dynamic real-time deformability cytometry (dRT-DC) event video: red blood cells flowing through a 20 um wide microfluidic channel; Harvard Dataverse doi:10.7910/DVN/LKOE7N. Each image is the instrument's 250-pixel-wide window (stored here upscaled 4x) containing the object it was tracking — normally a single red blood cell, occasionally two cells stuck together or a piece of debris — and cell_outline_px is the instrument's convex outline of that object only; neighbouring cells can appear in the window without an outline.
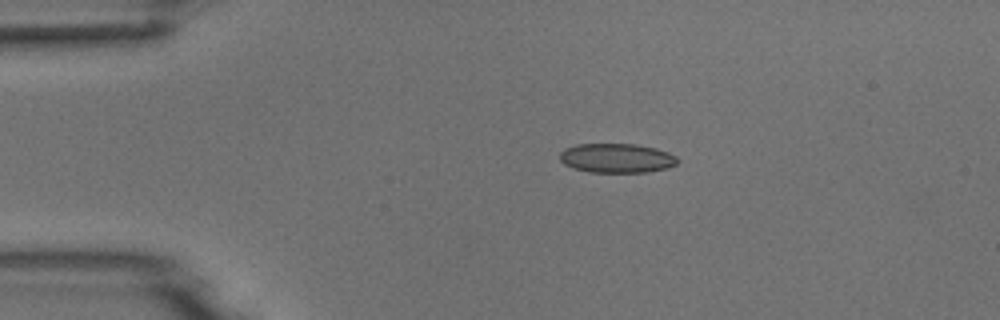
{"species": "common noctule bat (a hibernating species)", "species_latin": "Nyctalus noctula", "temperature_condition": "room temperature", "stored_images_in_passage": 43, "camera_frame_rate_fps": 3000, "um_per_image_px": 0.085, "animal": {"sex": "male", "body_mass_g": 18.8}, "frame": {"image": 1, "passage_image": 1, "time_ms": 0.0, "image_size_px": [1000, 320], "cell_outline_px": [[680, 160], [676, 164], [668, 168], [648, 172], [588, 172], [572, 168], [564, 164], [560, 160], [560, 152], [564, 148], [576, 144], [636, 144], [656, 148], [668, 152], [676, 156]], "centroid_in_image_um": [52.42, 13.44], "position_along_channel_um": 32.6, "area_um2": 20.35}}
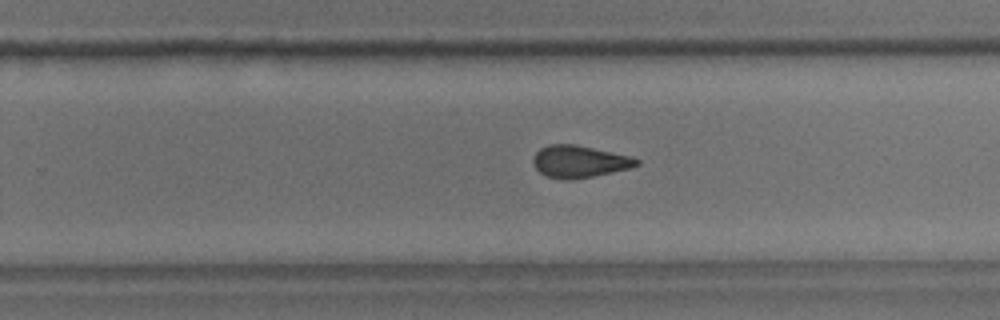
{"frame": {"image": 2, "passage_image": 24, "time_ms": 7.667, "image_size_px": [1000, 320], "cell_outline_px": [[640, 164], [632, 168], [572, 180], [564, 180], [548, 176], [540, 172], [532, 164], [532, 160], [536, 152], [540, 148], [548, 144], [576, 144], [628, 156], [640, 160]], "centroid_in_image_um": [49.22, 13.73], "position_along_channel_um": 280.6, "area_um2": 19.31}}
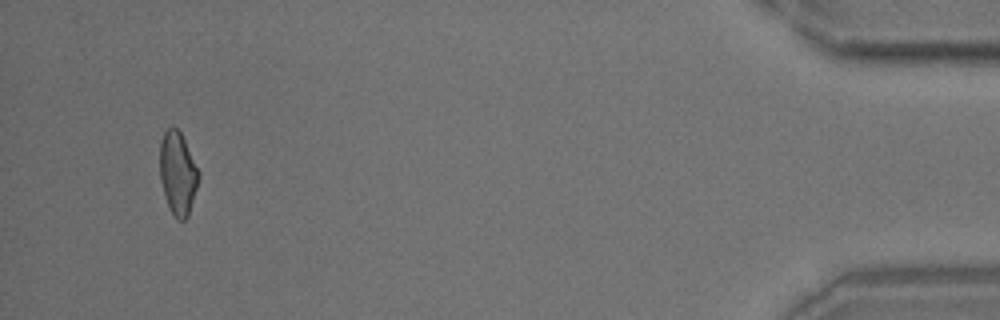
{"frame": {"image": 3, "passage_image": 41, "time_ms": 13.333, "image_size_px": [1000, 320], "cell_outline_px": [[200, 176], [188, 216], [184, 220], [176, 220], [168, 204], [160, 180], [160, 144], [164, 132], [172, 124], [180, 132], [200, 172]], "centroid_in_image_um": [15.11, 14.71], "position_along_channel_um": 420.1, "area_um2": 18.61}}